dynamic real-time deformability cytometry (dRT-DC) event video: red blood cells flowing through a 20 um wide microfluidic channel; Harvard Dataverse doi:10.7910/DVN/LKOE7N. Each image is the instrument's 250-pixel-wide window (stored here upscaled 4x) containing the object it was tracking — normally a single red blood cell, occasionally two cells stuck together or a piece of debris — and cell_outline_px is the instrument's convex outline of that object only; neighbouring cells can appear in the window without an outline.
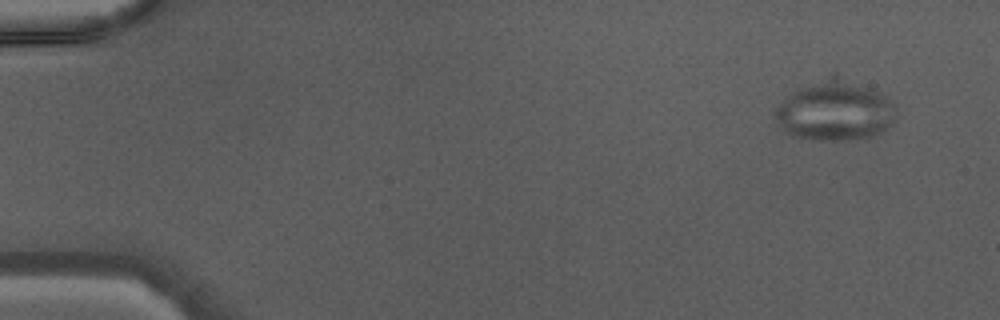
{"species": "Egyptian fruit bat (a non-hibernating species)", "species_latin": "Rousettus aegyptiacus", "temperature_condition": "warm", "stored_images_in_passage": 43, "camera_frame_rate_fps": 3000, "um_per_image_px": 0.085, "animal": {"sex": "male"}, "frame": {"image": 1, "passage_image": 1, "time_ms": 0.0, "image_size_px": [1000, 320], "cell_outline_px": [[896, 120], [888, 128], [876, 136], [844, 140], [812, 140], [792, 136], [784, 132], [780, 128], [772, 116], [776, 108], [784, 96], [796, 88], [820, 84], [828, 84], [868, 88], [880, 92], [888, 96], [896, 104]], "centroid_in_image_um": [70.95, 9.58], "position_along_channel_um": 14.0, "area_um2": 40.63}}